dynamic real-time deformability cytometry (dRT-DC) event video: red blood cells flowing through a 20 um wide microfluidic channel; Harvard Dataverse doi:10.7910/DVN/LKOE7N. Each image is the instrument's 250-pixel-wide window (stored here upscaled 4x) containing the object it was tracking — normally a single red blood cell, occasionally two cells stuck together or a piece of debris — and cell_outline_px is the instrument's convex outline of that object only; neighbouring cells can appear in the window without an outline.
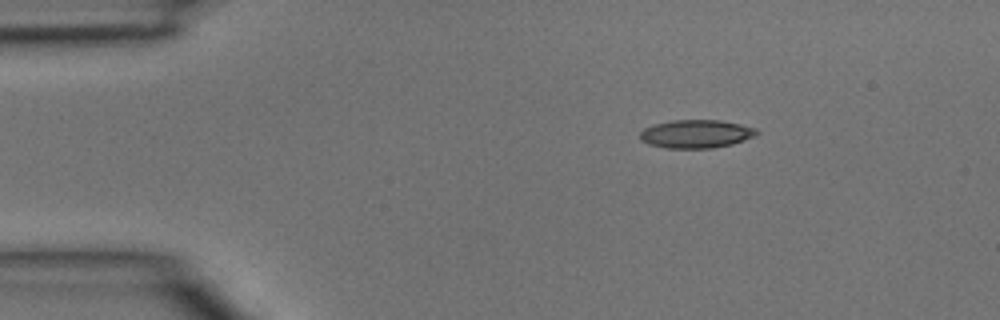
{"species": "common noctule bat (a hibernating species)", "species_latin": "Nyctalus noctula", "temperature_condition": "room temperature", "stored_images_in_passage": 4, "camera_frame_rate_fps": 3000, "um_per_image_px": 0.085, "animal": {"sex": "male", "body_mass_g": 15.6}, "frame": {"image": 1, "passage_image": 1, "time_ms": 0.0, "image_size_px": [1000, 320], "cell_outline_px": [[760, 132], [756, 136], [732, 144], [712, 148], [668, 148], [648, 144], [640, 140], [640, 132], [644, 128], [652, 124], [672, 120], [720, 120], [740, 124], [756, 128]], "centroid_in_image_um": [59.17, 11.37], "position_along_channel_um": 25.8, "area_um2": 19.36}}
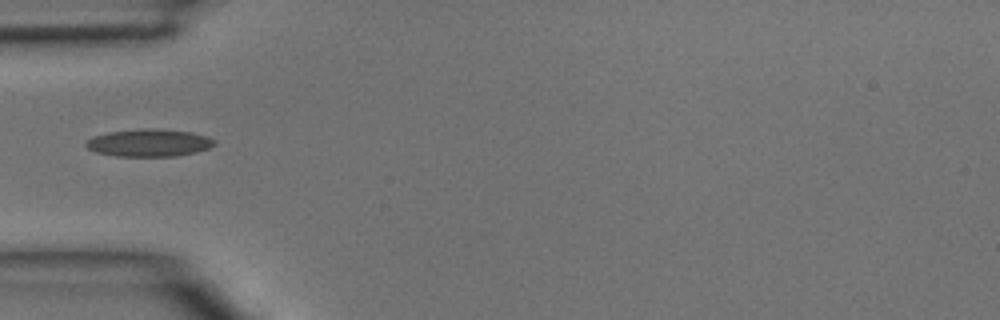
{"frame": {"image": 2, "passage_image": 3, "time_ms": 0.667, "image_size_px": [1000, 320], "cell_outline_px": [[216, 144], [208, 148], [196, 152], [176, 156], [116, 156], [96, 152], [88, 148], [84, 144], [92, 136], [108, 132], [140, 128], [156, 128], [192, 132], [208, 136], [216, 140]], "centroid_in_image_um": [12.68, 12.13], "position_along_channel_um": 72.3, "area_um2": 20.75}}